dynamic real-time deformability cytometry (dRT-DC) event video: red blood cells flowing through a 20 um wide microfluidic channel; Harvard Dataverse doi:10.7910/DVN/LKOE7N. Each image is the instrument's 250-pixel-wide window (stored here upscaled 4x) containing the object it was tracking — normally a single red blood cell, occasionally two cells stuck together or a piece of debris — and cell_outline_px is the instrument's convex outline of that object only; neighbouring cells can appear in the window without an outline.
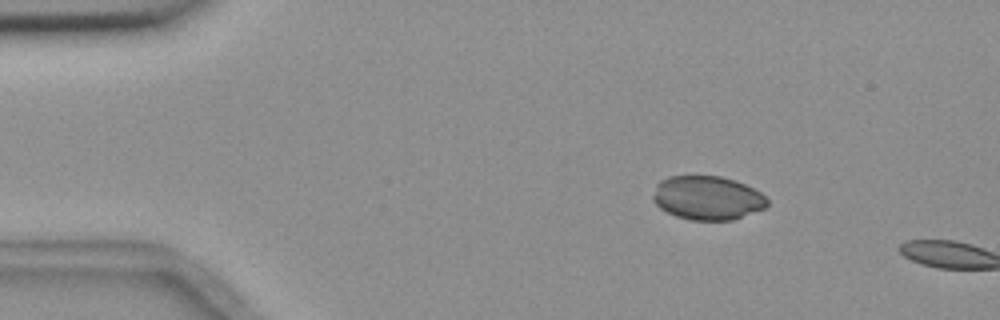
{"species": "common noctule bat (a hibernating species)", "species_latin": "Nyctalus noctula", "temperature_condition": "room temperature", "stored_images_in_passage": 2, "camera_frame_rate_fps": 3000, "um_per_image_px": 0.085, "animal": {"sex": "female", "body_mass_g": 18.4}, "frame": {"image": 1, "passage_image": 1, "time_ms": 0.0, "image_size_px": [1000, 320], "cell_outline_px": [[768, 204], [764, 208], [732, 220], [692, 220], [676, 216], [660, 208], [652, 200], [652, 196], [656, 184], [660, 180], [668, 176], [720, 176], [736, 180], [760, 192], [768, 200]], "centroid_in_image_um": [60.1, 16.81], "position_along_channel_um": 24.9, "area_um2": 29.19}}